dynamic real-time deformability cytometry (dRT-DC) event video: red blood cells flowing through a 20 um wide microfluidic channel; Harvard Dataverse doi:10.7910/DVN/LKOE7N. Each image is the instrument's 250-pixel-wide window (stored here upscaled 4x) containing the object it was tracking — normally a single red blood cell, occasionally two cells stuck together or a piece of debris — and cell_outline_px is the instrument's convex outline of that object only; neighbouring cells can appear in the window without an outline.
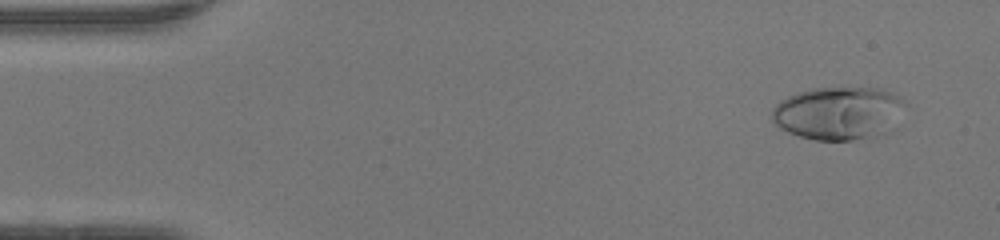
{"species": "human", "species_latin": "Homo sapiens", "temperature_condition": "warm", "stored_images_in_passage": 46, "camera_frame_rate_fps": 3000, "um_per_image_px": 0.085, "donor": {"sex": "female"}, "frame": {"image": 1, "passage_image": 1, "time_ms": 0.0, "image_size_px": [1000, 240], "cell_outline_px": [[908, 104], [872, 136], [852, 140], [816, 140], [800, 136], [788, 132], [780, 128], [772, 120], [772, 108], [780, 100], [788, 96], [812, 88], [876, 88], [900, 96]], "centroid_in_image_um": [71.13, 9.58], "position_along_channel_um": 13.9, "area_um2": 39.77}}
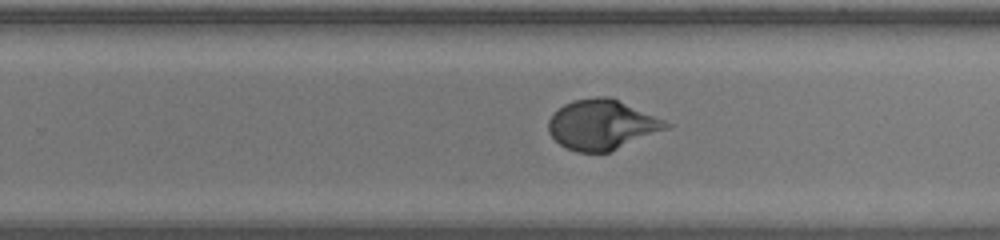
{"frame": {"image": 2, "passage_image": 28, "time_ms": 9.0, "image_size_px": [1000, 240], "cell_outline_px": [[672, 128], [608, 152], [576, 152], [560, 144], [548, 132], [548, 120], [552, 112], [564, 104], [572, 100], [596, 96], [608, 96], [664, 120], [672, 124]], "centroid_in_image_um": [51.16, 10.6], "position_along_channel_um": 278.6, "area_um2": 34.28}}
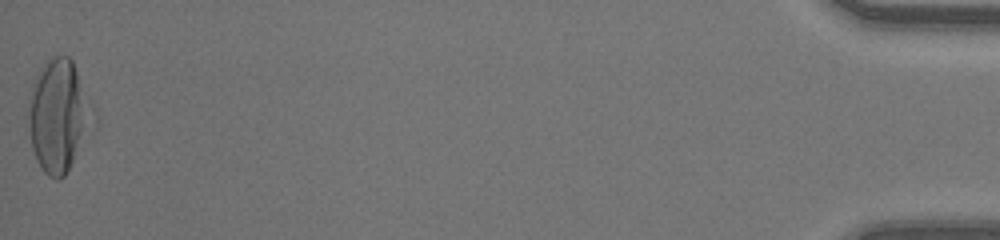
{"frame": {"image": 3, "passage_image": 46, "time_ms": 15.0, "image_size_px": [1000, 240], "cell_outline_px": [[80, 128], [72, 160], [64, 176], [60, 180], [56, 180], [48, 176], [44, 172], [36, 160], [32, 148], [28, 124], [28, 116], [32, 84], [40, 68], [52, 56], [68, 56], [72, 60], [76, 72], [80, 108]], "centroid_in_image_um": [4.66, 9.85], "position_along_channel_um": 430.5, "area_um2": 36.36}, "authors_computed_cell_mechanics": {"area_um2": 34.1598, "velocity_mm_per_s": 4.2672, "shape_relaxation_time_tau1_ms": 5.8438, "shape_relaxation_time_tau2_ms": null, "deformation_change_tau1": 0.3002, "deformation_change_tau2": null}}